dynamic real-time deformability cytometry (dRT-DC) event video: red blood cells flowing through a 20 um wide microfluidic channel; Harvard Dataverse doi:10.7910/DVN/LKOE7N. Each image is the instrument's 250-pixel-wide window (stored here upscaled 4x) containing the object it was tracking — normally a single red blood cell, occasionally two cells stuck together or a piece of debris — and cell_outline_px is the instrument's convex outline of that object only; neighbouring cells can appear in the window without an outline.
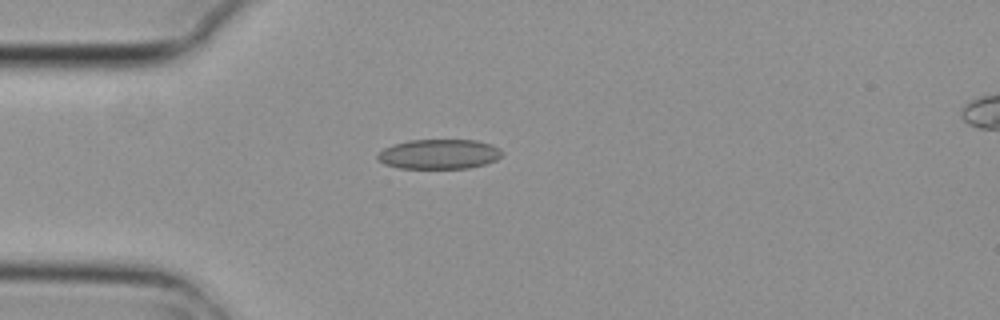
{"species": "common noctule bat (a hibernating species)", "species_latin": "Nyctalus noctula", "temperature_condition": "cold", "stored_images_in_passage": 1, "camera_frame_rate_fps": 3000, "um_per_image_px": 0.085, "animal": {"sex": "female", "body_mass_g": 29.2, "forearm_length_mm": 56.3}, "frame": {"image": 1, "passage_image": 1, "time_ms": 0.0, "image_size_px": [1000, 320], "cell_outline_px": [[500, 156], [496, 160], [484, 164], [468, 168], [400, 168], [384, 164], [376, 160], [376, 156], [384, 148], [408, 140], [476, 140], [492, 144], [500, 148]], "centroid_in_image_um": [37.3, 13.1], "position_along_channel_um": 47.7, "area_um2": 21.5}}